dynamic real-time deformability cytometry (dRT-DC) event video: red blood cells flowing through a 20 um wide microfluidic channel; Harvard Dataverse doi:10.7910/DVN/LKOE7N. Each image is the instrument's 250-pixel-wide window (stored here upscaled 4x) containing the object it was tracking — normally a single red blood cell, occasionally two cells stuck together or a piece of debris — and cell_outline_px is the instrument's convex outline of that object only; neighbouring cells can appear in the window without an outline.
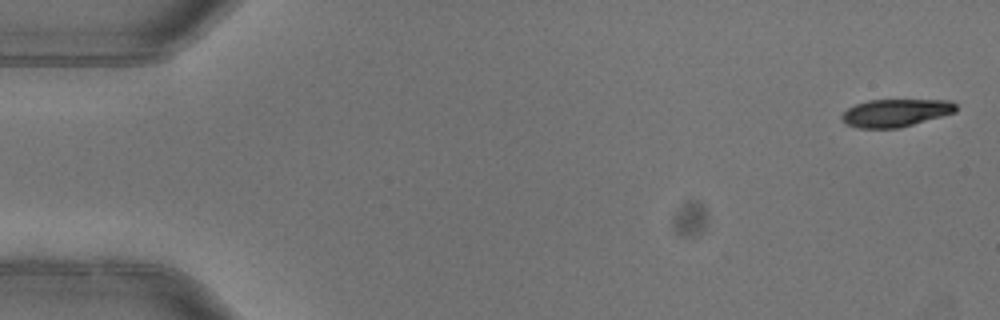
{"species": "common noctule bat (a hibernating species)", "species_latin": "Nyctalus noctula", "temperature_condition": "warm", "stored_images_in_passage": 6, "segment_of_instrument_passage": [1, 2], "camera_frame_rate_fps": 3000, "um_per_image_px": 0.085, "animal": {"sex": "female"}, "frame": {"image": 1, "passage_image": 1, "time_ms": 0.0, "image_size_px": [1000, 320], "cell_outline_px": [[956, 112], [900, 128], [860, 128], [844, 124], [840, 116], [848, 108], [856, 104], [868, 100], [952, 100], [956, 104]], "centroid_in_image_um": [76.12, 9.59], "position_along_channel_um": 8.9, "area_um2": 18.5}}
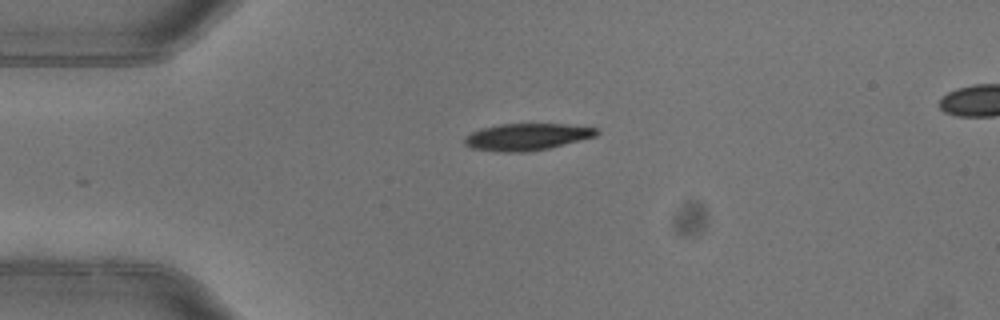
{"frame": {"image": 2, "passage_image": 4, "time_ms": 1.0, "image_size_px": [1000, 320], "cell_outline_px": [[600, 132], [596, 136], [548, 148], [528, 152], [500, 152], [472, 148], [464, 144], [464, 140], [472, 132], [480, 128], [500, 124], [564, 124], [600, 128]], "centroid_in_image_um": [44.8, 11.63], "position_along_channel_um": 40.2, "area_um2": 20.63}}